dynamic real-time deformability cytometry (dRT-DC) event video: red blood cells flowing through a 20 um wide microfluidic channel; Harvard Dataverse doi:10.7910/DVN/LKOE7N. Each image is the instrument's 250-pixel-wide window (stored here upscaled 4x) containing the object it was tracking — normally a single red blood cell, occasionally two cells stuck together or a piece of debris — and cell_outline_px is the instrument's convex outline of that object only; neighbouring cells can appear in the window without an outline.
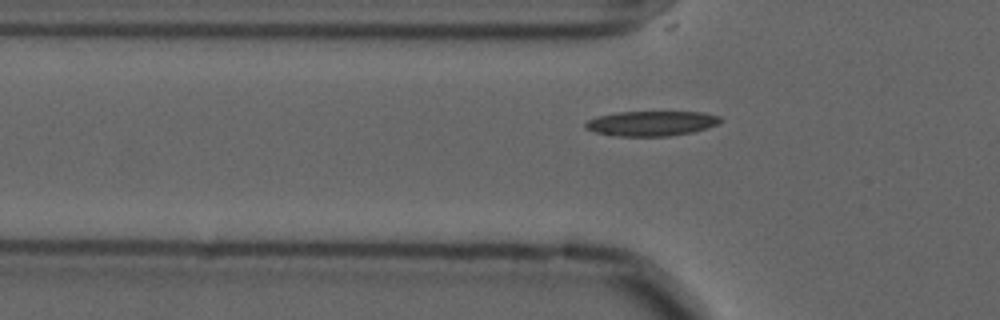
{"species": "common noctule bat (a hibernating species)", "species_latin": "Nyctalus noctula", "temperature_condition": "cold", "stored_images_in_passage": 10, "camera_frame_rate_fps": 3000, "um_per_image_px": 0.085, "animal": {"sex": "male", "forearm_length_mm": 52.5}, "frame": {"image": 1, "passage_image": 9, "time_ms": 2.667, "image_size_px": [1000, 320], "cell_outline_px": [[724, 120], [708, 128], [692, 132], [668, 136], [620, 136], [592, 132], [584, 128], [584, 124], [588, 120], [596, 116], [616, 112], [704, 112], [720, 116]], "centroid_in_image_um": [55.35, 10.48], "position_along_channel_um": 70.4, "area_um2": 19.77}}